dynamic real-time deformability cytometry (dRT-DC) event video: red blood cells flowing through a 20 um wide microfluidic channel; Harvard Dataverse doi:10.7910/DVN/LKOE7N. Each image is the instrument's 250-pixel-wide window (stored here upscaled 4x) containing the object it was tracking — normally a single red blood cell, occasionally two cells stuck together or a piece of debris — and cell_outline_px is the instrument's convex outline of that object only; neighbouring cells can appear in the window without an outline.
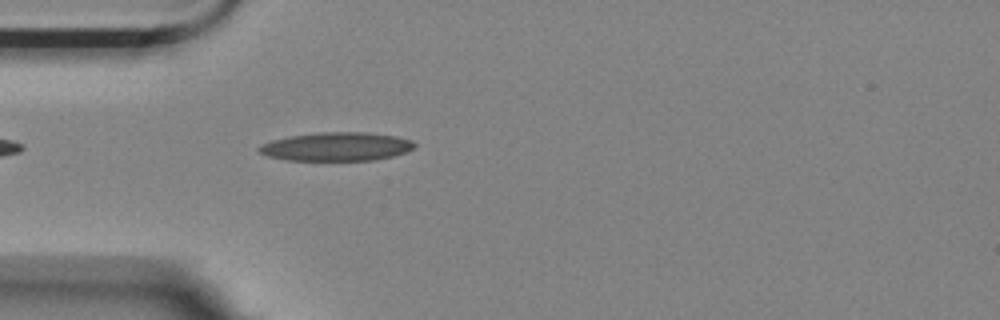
{"species": "Egyptian fruit bat (a non-hibernating species)", "species_latin": "Rousettus aegyptiacus", "temperature_condition": "room temperature", "stored_images_in_passage": 44, "camera_frame_rate_fps": 3000, "um_per_image_px": 0.085, "animal": {"sex": "female"}, "frame": {"image": 1, "passage_image": 4, "time_ms": 1.0, "image_size_px": [1000, 320], "cell_outline_px": [[416, 148], [392, 156], [376, 160], [288, 160], [268, 156], [260, 152], [256, 148], [260, 144], [272, 140], [288, 136], [320, 132], [368, 132], [396, 136], [412, 140], [416, 144]], "centroid_in_image_um": [28.61, 12.45], "position_along_channel_um": 56.4, "area_um2": 26.01}}
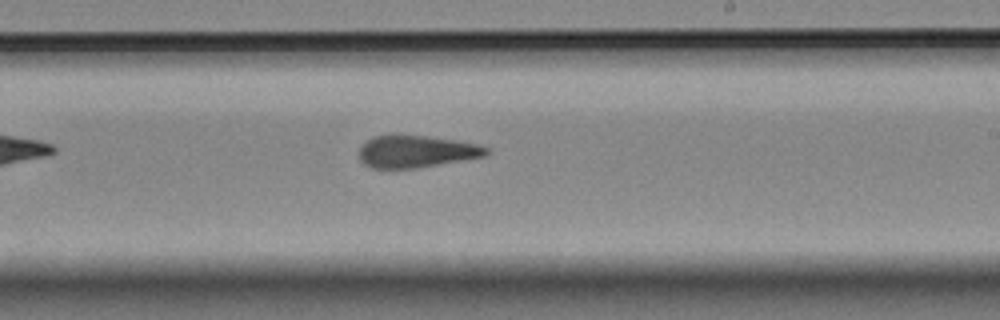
{"frame": {"image": 2, "passage_image": 21, "time_ms": 6.667, "image_size_px": [1000, 320], "cell_outline_px": [[492, 152], [484, 156], [416, 168], [372, 168], [364, 164], [360, 160], [360, 148], [372, 136], [396, 132], [456, 140], [476, 144], [488, 148]], "centroid_in_image_um": [35.35, 12.84], "position_along_channel_um": 253.7, "area_um2": 24.16}}
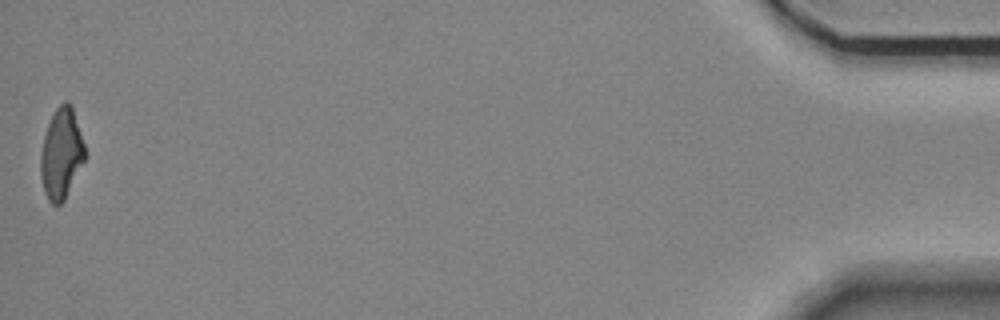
{"frame": {"image": 3, "passage_image": 44, "time_ms": 14.333, "image_size_px": [1000, 320], "cell_outline_px": [[88, 156], [64, 200], [60, 204], [52, 204], [48, 200], [44, 192], [40, 176], [40, 156], [44, 136], [48, 124], [56, 108], [64, 100], [68, 100], [72, 104]], "centroid_in_image_um": [5.24, 13.05], "position_along_channel_um": 430.0, "area_um2": 23.76}, "authors_computed_cell_mechanics": {"area_um2": 24.565, "velocity_mm_per_s": 3.5255, "shape_relaxation_time_tau1_ms": null, "shape_relaxation_time_tau2_ms": 2.896, "deformation_change_tau1": null, "deformation_change_tau2": 0.131}}